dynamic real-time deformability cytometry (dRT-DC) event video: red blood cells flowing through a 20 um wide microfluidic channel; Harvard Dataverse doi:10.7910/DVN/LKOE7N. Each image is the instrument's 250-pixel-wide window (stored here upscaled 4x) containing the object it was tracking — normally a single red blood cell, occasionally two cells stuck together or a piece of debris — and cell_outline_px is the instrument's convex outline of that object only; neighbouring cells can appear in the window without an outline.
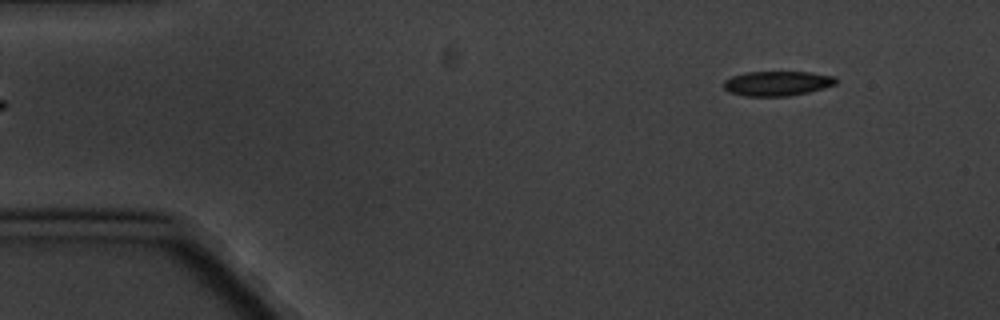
{"species": "common noctule bat (a hibernating species)", "species_latin": "Nyctalus noctula", "temperature_condition": "cold", "stored_images_in_passage": 6, "segment_of_instrument_passage": [2, 2], "camera_frame_rate_fps": 3000, "um_per_image_px": 0.085, "animal": {"sex": "male", "body_mass_g": 20.1, "forearm_length_mm": 53.5}, "frame": {"image": 1, "passage_image": 6, "time_ms": 6.667, "image_size_px": [1000, 320], "cell_outline_px": [[836, 84], [824, 88], [808, 92], [788, 96], [744, 96], [728, 92], [724, 88], [724, 80], [732, 76], [748, 72], [812, 72], [836, 76]], "centroid_in_image_um": [66.07, 7.09], "position_along_channel_um": 18.9, "area_um2": 16.24}}